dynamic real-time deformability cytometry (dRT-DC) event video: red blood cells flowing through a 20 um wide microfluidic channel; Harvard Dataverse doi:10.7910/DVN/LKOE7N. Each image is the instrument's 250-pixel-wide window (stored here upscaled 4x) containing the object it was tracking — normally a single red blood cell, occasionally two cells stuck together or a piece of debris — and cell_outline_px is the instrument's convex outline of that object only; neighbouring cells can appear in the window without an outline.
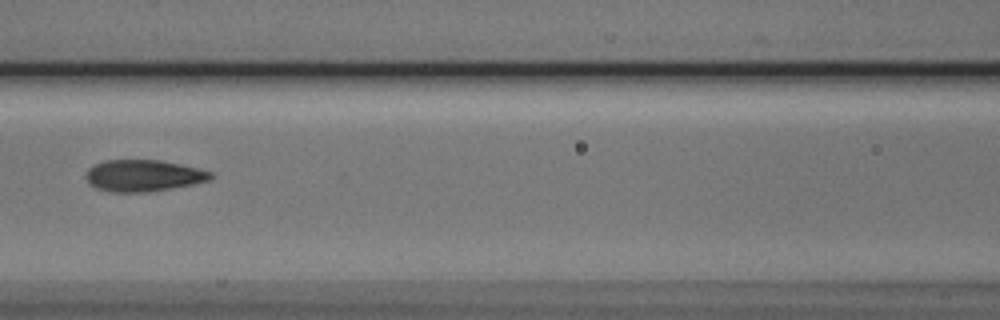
{"species": "Egyptian fruit bat (a non-hibernating species)", "species_latin": "Rousettus aegyptiacus", "temperature_condition": "cold", "stored_images_in_passage": 4, "camera_frame_rate_fps": 3000, "um_per_image_px": 0.085, "animal": {"sex": "male"}, "frame": {"image": 1, "passage_image": 4, "time_ms": 3.667, "image_size_px": [1000, 320], "cell_outline_px": [[216, 176], [212, 180], [192, 184], [144, 192], [112, 192], [96, 188], [88, 184], [84, 176], [88, 168], [104, 160], [160, 160], [180, 164], [212, 172]], "centroid_in_image_um": [12.16, 14.92], "position_along_channel_um": 154.4, "area_um2": 23.0}}